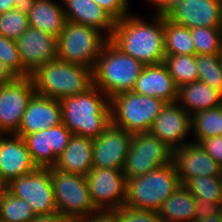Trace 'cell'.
Returning <instances> with one entry per match:
<instances>
[{"label":"cell","mask_w":222,"mask_h":222,"mask_svg":"<svg viewBox=\"0 0 222 222\" xmlns=\"http://www.w3.org/2000/svg\"><path fill=\"white\" fill-rule=\"evenodd\" d=\"M86 179L98 211H114L125 206L126 178L122 170L93 167Z\"/></svg>","instance_id":"obj_11"},{"label":"cell","mask_w":222,"mask_h":222,"mask_svg":"<svg viewBox=\"0 0 222 222\" xmlns=\"http://www.w3.org/2000/svg\"><path fill=\"white\" fill-rule=\"evenodd\" d=\"M53 168L86 176L93 168V139L73 134L67 147L57 157Z\"/></svg>","instance_id":"obj_23"},{"label":"cell","mask_w":222,"mask_h":222,"mask_svg":"<svg viewBox=\"0 0 222 222\" xmlns=\"http://www.w3.org/2000/svg\"><path fill=\"white\" fill-rule=\"evenodd\" d=\"M176 102L192 115L222 105V94L206 83L194 81L178 87Z\"/></svg>","instance_id":"obj_24"},{"label":"cell","mask_w":222,"mask_h":222,"mask_svg":"<svg viewBox=\"0 0 222 222\" xmlns=\"http://www.w3.org/2000/svg\"><path fill=\"white\" fill-rule=\"evenodd\" d=\"M37 216L30 204L11 194L9 191L4 196L0 222H32Z\"/></svg>","instance_id":"obj_33"},{"label":"cell","mask_w":222,"mask_h":222,"mask_svg":"<svg viewBox=\"0 0 222 222\" xmlns=\"http://www.w3.org/2000/svg\"><path fill=\"white\" fill-rule=\"evenodd\" d=\"M0 61H2L17 77L30 76V74L23 68L16 40L6 38L1 34Z\"/></svg>","instance_id":"obj_35"},{"label":"cell","mask_w":222,"mask_h":222,"mask_svg":"<svg viewBox=\"0 0 222 222\" xmlns=\"http://www.w3.org/2000/svg\"><path fill=\"white\" fill-rule=\"evenodd\" d=\"M133 92L162 99L166 103L177 100L178 87L175 85L166 65H144Z\"/></svg>","instance_id":"obj_21"},{"label":"cell","mask_w":222,"mask_h":222,"mask_svg":"<svg viewBox=\"0 0 222 222\" xmlns=\"http://www.w3.org/2000/svg\"><path fill=\"white\" fill-rule=\"evenodd\" d=\"M17 76L0 61V86L13 81Z\"/></svg>","instance_id":"obj_42"},{"label":"cell","mask_w":222,"mask_h":222,"mask_svg":"<svg viewBox=\"0 0 222 222\" xmlns=\"http://www.w3.org/2000/svg\"><path fill=\"white\" fill-rule=\"evenodd\" d=\"M220 56H221V61H222V47H221V50H220Z\"/></svg>","instance_id":"obj_50"},{"label":"cell","mask_w":222,"mask_h":222,"mask_svg":"<svg viewBox=\"0 0 222 222\" xmlns=\"http://www.w3.org/2000/svg\"><path fill=\"white\" fill-rule=\"evenodd\" d=\"M109 13L116 21L130 14L129 0H92Z\"/></svg>","instance_id":"obj_37"},{"label":"cell","mask_w":222,"mask_h":222,"mask_svg":"<svg viewBox=\"0 0 222 222\" xmlns=\"http://www.w3.org/2000/svg\"><path fill=\"white\" fill-rule=\"evenodd\" d=\"M32 222H74V220L62 213H56L49 216H39Z\"/></svg>","instance_id":"obj_41"},{"label":"cell","mask_w":222,"mask_h":222,"mask_svg":"<svg viewBox=\"0 0 222 222\" xmlns=\"http://www.w3.org/2000/svg\"><path fill=\"white\" fill-rule=\"evenodd\" d=\"M191 115L177 102L165 103L156 116L150 132L172 149L182 147L191 131Z\"/></svg>","instance_id":"obj_16"},{"label":"cell","mask_w":222,"mask_h":222,"mask_svg":"<svg viewBox=\"0 0 222 222\" xmlns=\"http://www.w3.org/2000/svg\"><path fill=\"white\" fill-rule=\"evenodd\" d=\"M50 179L58 213L79 221L99 212L92 202L86 176L50 167Z\"/></svg>","instance_id":"obj_8"},{"label":"cell","mask_w":222,"mask_h":222,"mask_svg":"<svg viewBox=\"0 0 222 222\" xmlns=\"http://www.w3.org/2000/svg\"><path fill=\"white\" fill-rule=\"evenodd\" d=\"M165 55H195L190 29L173 23L164 16Z\"/></svg>","instance_id":"obj_27"},{"label":"cell","mask_w":222,"mask_h":222,"mask_svg":"<svg viewBox=\"0 0 222 222\" xmlns=\"http://www.w3.org/2000/svg\"><path fill=\"white\" fill-rule=\"evenodd\" d=\"M8 191L27 201L37 217L58 213L49 168H37L7 184Z\"/></svg>","instance_id":"obj_10"},{"label":"cell","mask_w":222,"mask_h":222,"mask_svg":"<svg viewBox=\"0 0 222 222\" xmlns=\"http://www.w3.org/2000/svg\"><path fill=\"white\" fill-rule=\"evenodd\" d=\"M165 17L189 29L222 28V0H183Z\"/></svg>","instance_id":"obj_17"},{"label":"cell","mask_w":222,"mask_h":222,"mask_svg":"<svg viewBox=\"0 0 222 222\" xmlns=\"http://www.w3.org/2000/svg\"><path fill=\"white\" fill-rule=\"evenodd\" d=\"M193 222H222L221 210L214 215H209L207 218L195 219Z\"/></svg>","instance_id":"obj_46"},{"label":"cell","mask_w":222,"mask_h":222,"mask_svg":"<svg viewBox=\"0 0 222 222\" xmlns=\"http://www.w3.org/2000/svg\"><path fill=\"white\" fill-rule=\"evenodd\" d=\"M198 81L222 94V61L220 54L196 55Z\"/></svg>","instance_id":"obj_30"},{"label":"cell","mask_w":222,"mask_h":222,"mask_svg":"<svg viewBox=\"0 0 222 222\" xmlns=\"http://www.w3.org/2000/svg\"><path fill=\"white\" fill-rule=\"evenodd\" d=\"M118 222H164L155 211L137 210L122 206L113 211Z\"/></svg>","instance_id":"obj_36"},{"label":"cell","mask_w":222,"mask_h":222,"mask_svg":"<svg viewBox=\"0 0 222 222\" xmlns=\"http://www.w3.org/2000/svg\"><path fill=\"white\" fill-rule=\"evenodd\" d=\"M144 20L128 14L116 21L110 41L123 53L143 65L161 64L165 59L164 16L155 14Z\"/></svg>","instance_id":"obj_1"},{"label":"cell","mask_w":222,"mask_h":222,"mask_svg":"<svg viewBox=\"0 0 222 222\" xmlns=\"http://www.w3.org/2000/svg\"><path fill=\"white\" fill-rule=\"evenodd\" d=\"M62 123L59 100L34 94L30 99L16 135L22 138L37 131L46 130Z\"/></svg>","instance_id":"obj_20"},{"label":"cell","mask_w":222,"mask_h":222,"mask_svg":"<svg viewBox=\"0 0 222 222\" xmlns=\"http://www.w3.org/2000/svg\"><path fill=\"white\" fill-rule=\"evenodd\" d=\"M79 222H118V220L113 211H99L96 214L79 220Z\"/></svg>","instance_id":"obj_40"},{"label":"cell","mask_w":222,"mask_h":222,"mask_svg":"<svg viewBox=\"0 0 222 222\" xmlns=\"http://www.w3.org/2000/svg\"><path fill=\"white\" fill-rule=\"evenodd\" d=\"M149 4H153L155 7L154 14L166 16L168 14V0H148Z\"/></svg>","instance_id":"obj_43"},{"label":"cell","mask_w":222,"mask_h":222,"mask_svg":"<svg viewBox=\"0 0 222 222\" xmlns=\"http://www.w3.org/2000/svg\"><path fill=\"white\" fill-rule=\"evenodd\" d=\"M35 0H14L15 8L26 15L29 14L32 9Z\"/></svg>","instance_id":"obj_44"},{"label":"cell","mask_w":222,"mask_h":222,"mask_svg":"<svg viewBox=\"0 0 222 222\" xmlns=\"http://www.w3.org/2000/svg\"><path fill=\"white\" fill-rule=\"evenodd\" d=\"M132 133L110 124L93 139V167L122 170L128 155Z\"/></svg>","instance_id":"obj_14"},{"label":"cell","mask_w":222,"mask_h":222,"mask_svg":"<svg viewBox=\"0 0 222 222\" xmlns=\"http://www.w3.org/2000/svg\"><path fill=\"white\" fill-rule=\"evenodd\" d=\"M195 55L220 54L222 28L194 27L190 29Z\"/></svg>","instance_id":"obj_31"},{"label":"cell","mask_w":222,"mask_h":222,"mask_svg":"<svg viewBox=\"0 0 222 222\" xmlns=\"http://www.w3.org/2000/svg\"><path fill=\"white\" fill-rule=\"evenodd\" d=\"M29 27L28 15L16 8L0 14V34L6 38L17 40Z\"/></svg>","instance_id":"obj_34"},{"label":"cell","mask_w":222,"mask_h":222,"mask_svg":"<svg viewBox=\"0 0 222 222\" xmlns=\"http://www.w3.org/2000/svg\"><path fill=\"white\" fill-rule=\"evenodd\" d=\"M8 192L7 184H0V214L2 211L4 196Z\"/></svg>","instance_id":"obj_47"},{"label":"cell","mask_w":222,"mask_h":222,"mask_svg":"<svg viewBox=\"0 0 222 222\" xmlns=\"http://www.w3.org/2000/svg\"><path fill=\"white\" fill-rule=\"evenodd\" d=\"M60 104L62 123L75 135L96 139L111 124L110 98L94 85Z\"/></svg>","instance_id":"obj_2"},{"label":"cell","mask_w":222,"mask_h":222,"mask_svg":"<svg viewBox=\"0 0 222 222\" xmlns=\"http://www.w3.org/2000/svg\"><path fill=\"white\" fill-rule=\"evenodd\" d=\"M172 162L180 183L199 176L222 177V167L199 143L189 142L173 149Z\"/></svg>","instance_id":"obj_15"},{"label":"cell","mask_w":222,"mask_h":222,"mask_svg":"<svg viewBox=\"0 0 222 222\" xmlns=\"http://www.w3.org/2000/svg\"><path fill=\"white\" fill-rule=\"evenodd\" d=\"M196 199L182 184L162 203L158 210L164 222H193Z\"/></svg>","instance_id":"obj_26"},{"label":"cell","mask_w":222,"mask_h":222,"mask_svg":"<svg viewBox=\"0 0 222 222\" xmlns=\"http://www.w3.org/2000/svg\"><path fill=\"white\" fill-rule=\"evenodd\" d=\"M144 65L108 40L92 71L93 85L109 98L134 90Z\"/></svg>","instance_id":"obj_3"},{"label":"cell","mask_w":222,"mask_h":222,"mask_svg":"<svg viewBox=\"0 0 222 222\" xmlns=\"http://www.w3.org/2000/svg\"><path fill=\"white\" fill-rule=\"evenodd\" d=\"M182 185L194 197H204L212 202L221 203L222 177H193L188 178Z\"/></svg>","instance_id":"obj_32"},{"label":"cell","mask_w":222,"mask_h":222,"mask_svg":"<svg viewBox=\"0 0 222 222\" xmlns=\"http://www.w3.org/2000/svg\"><path fill=\"white\" fill-rule=\"evenodd\" d=\"M173 162L135 178H126L125 206L158 212L180 185Z\"/></svg>","instance_id":"obj_5"},{"label":"cell","mask_w":222,"mask_h":222,"mask_svg":"<svg viewBox=\"0 0 222 222\" xmlns=\"http://www.w3.org/2000/svg\"><path fill=\"white\" fill-rule=\"evenodd\" d=\"M109 39L92 27L66 21L57 37V58L67 63L93 68Z\"/></svg>","instance_id":"obj_6"},{"label":"cell","mask_w":222,"mask_h":222,"mask_svg":"<svg viewBox=\"0 0 222 222\" xmlns=\"http://www.w3.org/2000/svg\"><path fill=\"white\" fill-rule=\"evenodd\" d=\"M199 144L222 167V136L203 139Z\"/></svg>","instance_id":"obj_38"},{"label":"cell","mask_w":222,"mask_h":222,"mask_svg":"<svg viewBox=\"0 0 222 222\" xmlns=\"http://www.w3.org/2000/svg\"><path fill=\"white\" fill-rule=\"evenodd\" d=\"M191 130L194 133V142L222 135V105L197 111L191 115Z\"/></svg>","instance_id":"obj_28"},{"label":"cell","mask_w":222,"mask_h":222,"mask_svg":"<svg viewBox=\"0 0 222 222\" xmlns=\"http://www.w3.org/2000/svg\"><path fill=\"white\" fill-rule=\"evenodd\" d=\"M5 136L0 138L1 184H8L11 180L32 173L38 168L21 136L11 133Z\"/></svg>","instance_id":"obj_19"},{"label":"cell","mask_w":222,"mask_h":222,"mask_svg":"<svg viewBox=\"0 0 222 222\" xmlns=\"http://www.w3.org/2000/svg\"><path fill=\"white\" fill-rule=\"evenodd\" d=\"M15 9L14 0H0V14Z\"/></svg>","instance_id":"obj_45"},{"label":"cell","mask_w":222,"mask_h":222,"mask_svg":"<svg viewBox=\"0 0 222 222\" xmlns=\"http://www.w3.org/2000/svg\"><path fill=\"white\" fill-rule=\"evenodd\" d=\"M195 219L207 218L209 215L218 213L221 209L219 203L212 202L204 197H195Z\"/></svg>","instance_id":"obj_39"},{"label":"cell","mask_w":222,"mask_h":222,"mask_svg":"<svg viewBox=\"0 0 222 222\" xmlns=\"http://www.w3.org/2000/svg\"><path fill=\"white\" fill-rule=\"evenodd\" d=\"M29 26L52 34L56 38L63 31L66 16L62 3L53 0H35L28 14Z\"/></svg>","instance_id":"obj_25"},{"label":"cell","mask_w":222,"mask_h":222,"mask_svg":"<svg viewBox=\"0 0 222 222\" xmlns=\"http://www.w3.org/2000/svg\"><path fill=\"white\" fill-rule=\"evenodd\" d=\"M23 68L32 74L38 67L57 59V38L52 34L29 27L16 40Z\"/></svg>","instance_id":"obj_18"},{"label":"cell","mask_w":222,"mask_h":222,"mask_svg":"<svg viewBox=\"0 0 222 222\" xmlns=\"http://www.w3.org/2000/svg\"><path fill=\"white\" fill-rule=\"evenodd\" d=\"M173 149L150 131L132 134L128 155L122 169L125 178H135L172 163Z\"/></svg>","instance_id":"obj_9"},{"label":"cell","mask_w":222,"mask_h":222,"mask_svg":"<svg viewBox=\"0 0 222 222\" xmlns=\"http://www.w3.org/2000/svg\"><path fill=\"white\" fill-rule=\"evenodd\" d=\"M73 133L63 124L23 137L33 162L39 168L53 167Z\"/></svg>","instance_id":"obj_13"},{"label":"cell","mask_w":222,"mask_h":222,"mask_svg":"<svg viewBox=\"0 0 222 222\" xmlns=\"http://www.w3.org/2000/svg\"><path fill=\"white\" fill-rule=\"evenodd\" d=\"M6 133L0 128V138L5 135Z\"/></svg>","instance_id":"obj_49"},{"label":"cell","mask_w":222,"mask_h":222,"mask_svg":"<svg viewBox=\"0 0 222 222\" xmlns=\"http://www.w3.org/2000/svg\"><path fill=\"white\" fill-rule=\"evenodd\" d=\"M183 0H168V13Z\"/></svg>","instance_id":"obj_48"},{"label":"cell","mask_w":222,"mask_h":222,"mask_svg":"<svg viewBox=\"0 0 222 222\" xmlns=\"http://www.w3.org/2000/svg\"><path fill=\"white\" fill-rule=\"evenodd\" d=\"M61 1L67 21L97 29L110 39L116 20L98 4L92 0Z\"/></svg>","instance_id":"obj_22"},{"label":"cell","mask_w":222,"mask_h":222,"mask_svg":"<svg viewBox=\"0 0 222 222\" xmlns=\"http://www.w3.org/2000/svg\"><path fill=\"white\" fill-rule=\"evenodd\" d=\"M36 94L61 100L84 93L93 85L90 68L54 59L30 74Z\"/></svg>","instance_id":"obj_4"},{"label":"cell","mask_w":222,"mask_h":222,"mask_svg":"<svg viewBox=\"0 0 222 222\" xmlns=\"http://www.w3.org/2000/svg\"><path fill=\"white\" fill-rule=\"evenodd\" d=\"M166 65L175 85H182L198 81L196 55H165Z\"/></svg>","instance_id":"obj_29"},{"label":"cell","mask_w":222,"mask_h":222,"mask_svg":"<svg viewBox=\"0 0 222 222\" xmlns=\"http://www.w3.org/2000/svg\"><path fill=\"white\" fill-rule=\"evenodd\" d=\"M165 103L133 91L119 93L110 98L111 124L132 134L150 131Z\"/></svg>","instance_id":"obj_7"},{"label":"cell","mask_w":222,"mask_h":222,"mask_svg":"<svg viewBox=\"0 0 222 222\" xmlns=\"http://www.w3.org/2000/svg\"><path fill=\"white\" fill-rule=\"evenodd\" d=\"M31 76L16 77L0 86V128L6 134H15L26 107L35 94Z\"/></svg>","instance_id":"obj_12"}]
</instances>
